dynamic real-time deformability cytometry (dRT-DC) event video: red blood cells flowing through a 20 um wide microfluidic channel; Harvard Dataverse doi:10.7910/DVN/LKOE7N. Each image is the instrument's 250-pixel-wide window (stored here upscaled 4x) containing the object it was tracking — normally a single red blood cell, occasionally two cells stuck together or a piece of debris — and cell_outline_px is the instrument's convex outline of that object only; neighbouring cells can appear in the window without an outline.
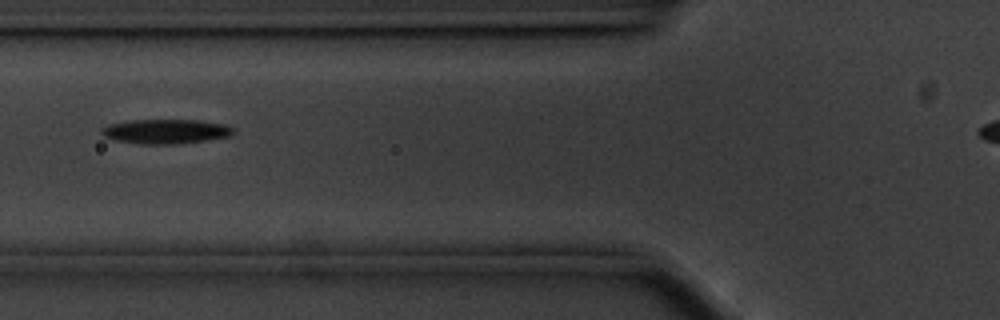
{"species": "common noctule bat (a hibernating species)", "species_latin": "Nyctalus noctula", "temperature_condition": "cold", "stored_images_in_passage": 41, "camera_frame_rate_fps": 3000, "um_per_image_px": 0.085, "animal": {"sex": "male", "body_mass_g": 20.1, "forearm_length_mm": 53.5}, "frame": {"image": 1, "passage_image": 11, "time_ms": 3.333, "image_size_px": [1000, 320], "cell_outline_px": [[236, 132], [232, 136], [176, 144], [140, 144], [112, 140], [104, 136], [100, 132], [100, 128], [108, 124], [128, 120], [200, 120], [224, 124], [236, 128]], "centroid_in_image_um": [14.08, 11.17], "position_along_channel_um": 111.7, "area_um2": 19.13}}
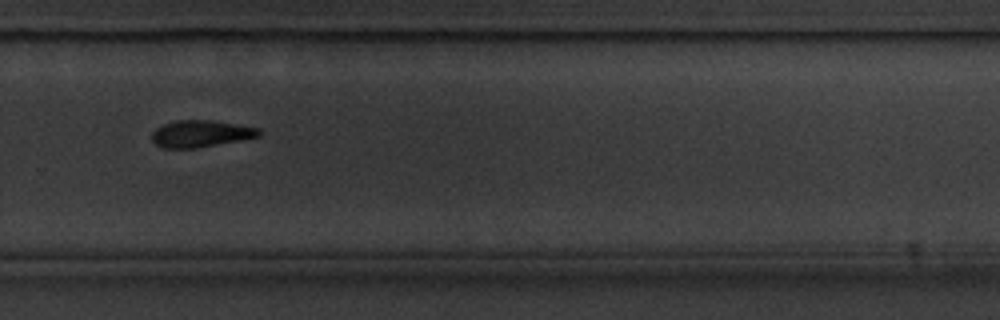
{"frame": {"image": 2, "passage_image": 28, "time_ms": 9.0, "image_size_px": [1000, 320], "cell_outline_px": [[260, 136], [196, 148], [164, 148], [156, 144], [152, 140], [152, 132], [156, 128], [164, 124], [176, 120], [208, 120], [236, 124], [260, 128]], "centroid_in_image_um": [17.04, 11.36], "position_along_channel_um": 312.8, "area_um2": 16.53}}
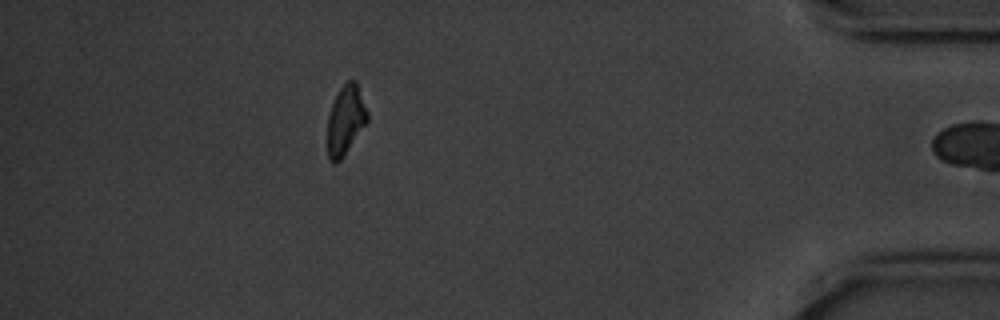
{"frame": {"image": 3, "passage_image": 40, "time_ms": 13.0, "image_size_px": [1000, 320], "cell_outline_px": [[368, 120], [344, 156], [336, 164], [332, 164], [328, 160], [328, 116], [332, 104], [340, 88], [348, 80], [356, 80], [368, 112]], "centroid_in_image_um": [29.37, 10.23], "position_along_channel_um": 405.8, "area_um2": 16.07}}